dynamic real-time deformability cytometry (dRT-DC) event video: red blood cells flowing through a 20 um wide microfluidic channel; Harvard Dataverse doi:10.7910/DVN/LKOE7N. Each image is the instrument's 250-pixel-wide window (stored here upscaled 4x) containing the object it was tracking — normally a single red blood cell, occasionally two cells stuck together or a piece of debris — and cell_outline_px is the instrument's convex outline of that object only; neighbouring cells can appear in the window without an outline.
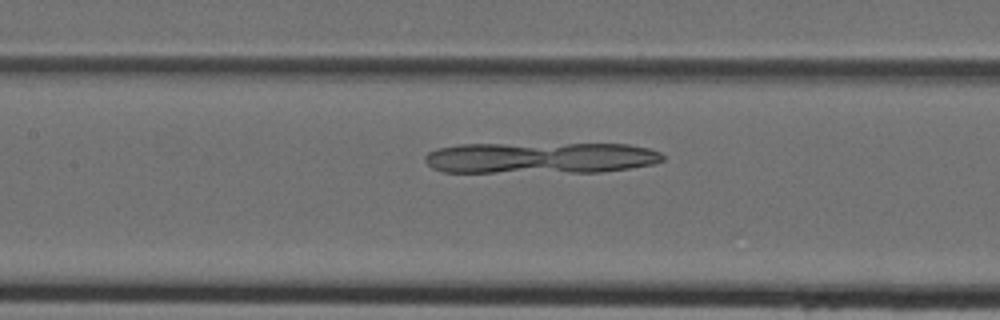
{"species": "Egyptian fruit bat (a non-hibernating species)", "species_latin": "Rousettus aegyptiacus", "temperature_condition": "cold", "stored_images_in_passage": 45, "camera_frame_rate_fps": 3000, "um_per_image_px": 0.085, "animal": {"sex": "female"}, "frame": {"image": 1, "passage_image": 21, "time_ms": 6.667, "image_size_px": [1000, 320], "cell_outline_px": [[664, 160], [652, 164], [628, 168], [600, 172], [444, 172], [432, 168], [424, 160], [424, 156], [428, 152], [436, 148], [460, 144], [628, 144], [648, 148], [660, 152], [664, 156]], "centroid_in_image_um": [45.91, 13.41], "position_along_channel_um": 161.5, "area_um2": 43.52}}
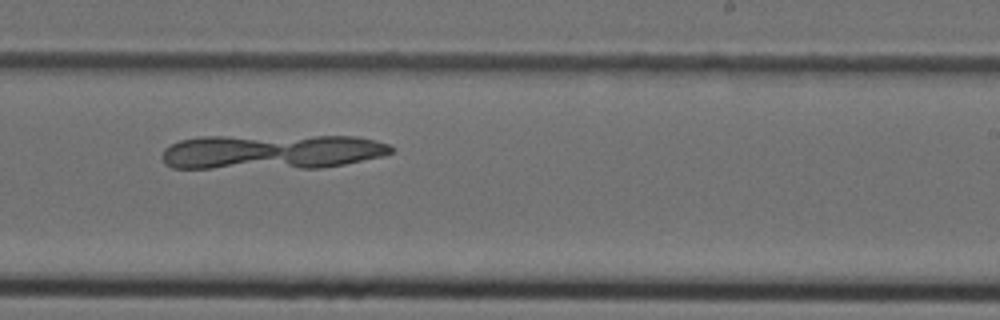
{"frame": {"image": 2, "passage_image": 28, "time_ms": 9.0, "image_size_px": [1000, 320], "cell_outline_px": [[396, 148], [392, 152], [384, 156], [344, 164], [320, 168], [172, 168], [164, 164], [160, 156], [164, 148], [180, 140], [204, 136], [356, 136], [388, 144]], "centroid_in_image_um": [23.07, 12.9], "position_along_channel_um": 265.9, "area_um2": 46.99}}
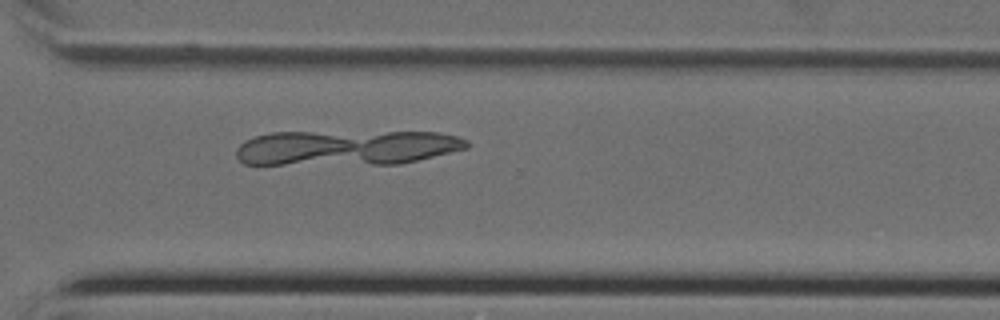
{"frame": {"image": 3, "passage_image": 33, "time_ms": 10.667, "image_size_px": [1000, 320], "cell_outline_px": [[468, 148], [400, 164], [244, 164], [236, 156], [236, 148], [244, 140], [252, 136], [272, 132], [440, 132], [456, 136], [468, 140]], "centroid_in_image_um": [29.42, 12.55], "position_along_channel_um": 341.2, "area_um2": 47.4}}